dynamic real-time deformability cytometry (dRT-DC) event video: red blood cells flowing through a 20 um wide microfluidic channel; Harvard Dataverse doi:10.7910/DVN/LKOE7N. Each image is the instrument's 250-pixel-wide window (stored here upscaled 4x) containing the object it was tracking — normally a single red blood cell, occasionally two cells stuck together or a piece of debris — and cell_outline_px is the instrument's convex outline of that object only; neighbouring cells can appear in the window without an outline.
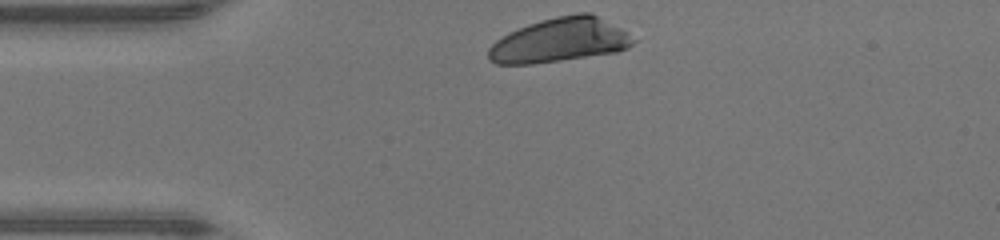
{"species": "human", "species_latin": "Homo sapiens", "temperature_condition": "warm", "stored_images_in_passage": 28, "camera_frame_rate_fps": 3000, "um_per_image_px": 0.085, "donor": {"sex": "male"}, "frame": {"image": 1, "passage_image": 1, "time_ms": 0.0, "image_size_px": [1000, 240], "cell_outline_px": [[636, 40], [628, 48], [616, 52], [532, 64], [496, 64], [488, 60], [488, 48], [496, 40], [508, 32], [528, 24], [540, 20], [556, 16], [576, 12], [588, 12], [628, 32]], "centroid_in_image_um": [47.55, 3.41], "position_along_channel_um": 37.5, "area_um2": 37.11}}
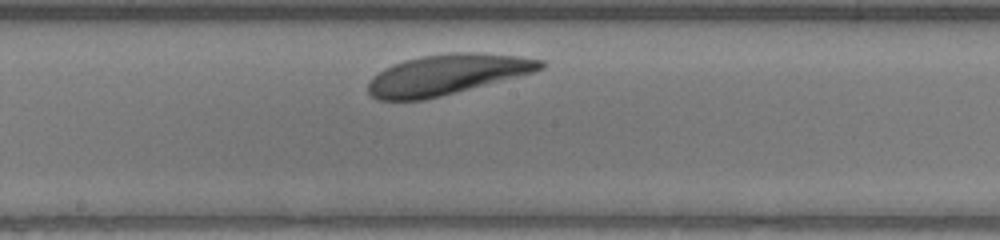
{"frame": {"image": 2, "passage_image": 16, "time_ms": 5.0, "image_size_px": [1000, 240], "cell_outline_px": [[544, 68], [532, 72], [440, 96], [424, 100], [376, 100], [368, 92], [368, 80], [372, 76], [384, 68], [404, 60], [424, 56], [448, 52], [476, 52], [520, 56], [544, 60]], "centroid_in_image_um": [37.94, 6.33], "position_along_channel_um": 210.3, "area_um2": 40.23}}
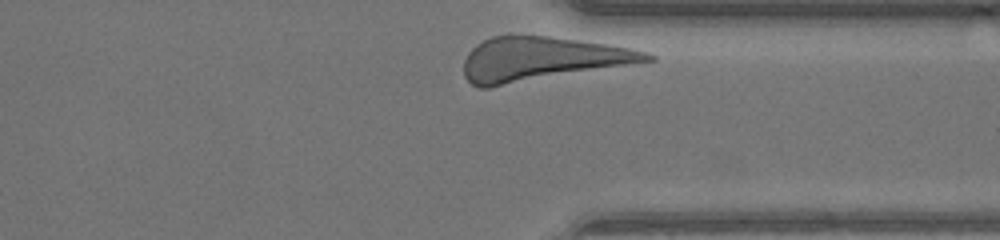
{"frame": {"image": 3, "passage_image": 28, "time_ms": 9.0, "image_size_px": [1000, 240], "cell_outline_px": [[656, 60], [488, 88], [480, 88], [472, 84], [464, 76], [464, 60], [468, 52], [476, 44], [492, 36], [508, 32], [548, 36], [608, 44], [648, 52], [656, 56]], "centroid_in_image_um": [45.99, 4.99], "position_along_channel_um": 365.4, "area_um2": 47.4}, "authors_computed_cell_mechanics": {"area_um2": 40.2577, "velocity_mm_per_s": 3.9341, "shape_relaxation_time_tau1_ms": 0.5968, "shape_relaxation_time_tau2_ms": null, "deformation_change_tau1": 0.047, "deformation_change_tau2": null}}